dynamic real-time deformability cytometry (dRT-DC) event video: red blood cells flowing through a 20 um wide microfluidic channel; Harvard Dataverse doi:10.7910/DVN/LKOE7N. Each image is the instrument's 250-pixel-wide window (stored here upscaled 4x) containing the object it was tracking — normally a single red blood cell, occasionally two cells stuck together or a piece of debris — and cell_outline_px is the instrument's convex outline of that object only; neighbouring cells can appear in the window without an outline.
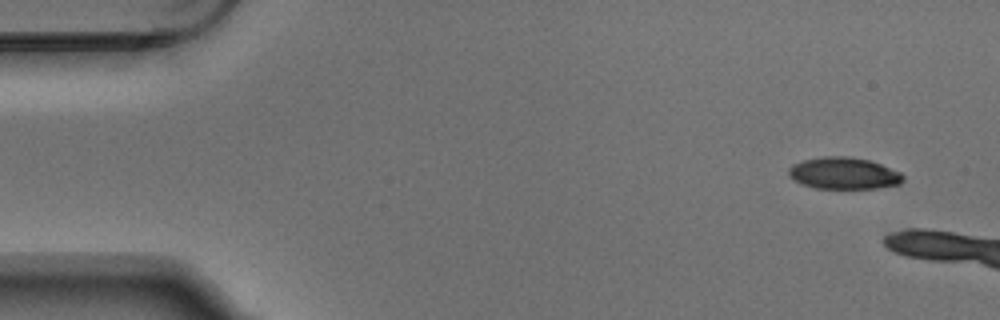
{"species": "Egyptian fruit bat (a non-hibernating species)", "species_latin": "Rousettus aegyptiacus", "temperature_condition": "warm", "stored_images_in_passage": 3, "camera_frame_rate_fps": 3000, "um_per_image_px": 0.085, "animal": {"sex": "male"}, "frame": {"image": 1, "passage_image": 1, "time_ms": 0.0, "image_size_px": [1000, 320], "cell_outline_px": [[904, 180], [900, 184], [876, 188], [816, 188], [804, 184], [788, 176], [788, 168], [792, 164], [804, 160], [824, 156], [844, 156], [868, 160], [880, 164], [900, 172], [904, 176]], "centroid_in_image_um": [71.72, 14.72], "position_along_channel_um": 13.3, "area_um2": 20.98}}